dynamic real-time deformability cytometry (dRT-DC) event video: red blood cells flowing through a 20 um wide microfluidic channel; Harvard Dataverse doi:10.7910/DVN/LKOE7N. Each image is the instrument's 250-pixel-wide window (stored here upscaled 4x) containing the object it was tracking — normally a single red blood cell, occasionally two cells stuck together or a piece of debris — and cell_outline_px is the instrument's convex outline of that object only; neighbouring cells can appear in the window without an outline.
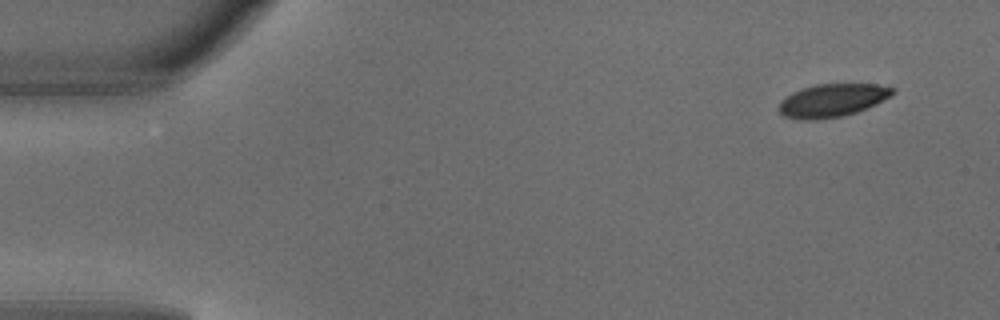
{"species": "common noctule bat (a hibernating species)", "species_latin": "Nyctalus noctula", "temperature_condition": "warm", "stored_images_in_passage": 4, "camera_frame_rate_fps": 3000, "um_per_image_px": 0.085, "animal": {"sex": "male", "body_mass_g": 18.8}, "frame": {"image": 1, "passage_image": 1, "time_ms": 0.0, "image_size_px": [1000, 320], "cell_outline_px": [[896, 92], [892, 96], [876, 104], [856, 112], [844, 116], [816, 120], [800, 120], [784, 116], [780, 112], [780, 100], [792, 92], [816, 84], [876, 84], [896, 88]], "centroid_in_image_um": [70.77, 8.53], "position_along_channel_um": 14.2, "area_um2": 22.02}}
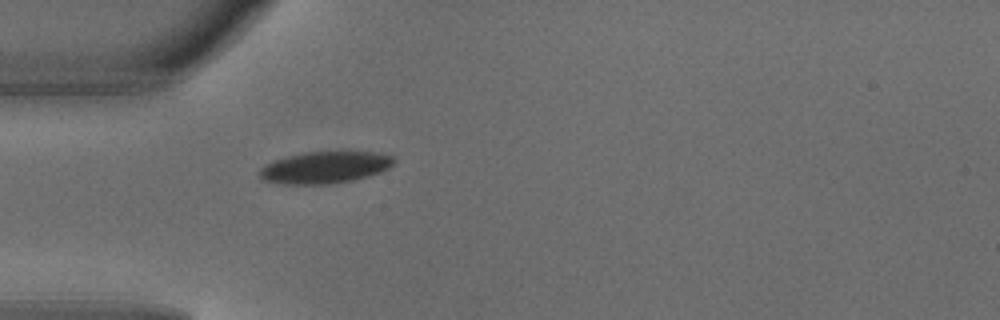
{"frame": {"image": 2, "passage_image": 4, "time_ms": 1.0, "image_size_px": [1000, 320], "cell_outline_px": [[396, 160], [388, 168], [380, 172], [368, 176], [352, 180], [328, 184], [284, 184], [264, 180], [260, 176], [260, 168], [264, 164], [288, 156], [304, 152], [380, 152], [392, 156]], "centroid_in_image_um": [27.63, 14.22], "position_along_channel_um": 57.4, "area_um2": 24.74}}